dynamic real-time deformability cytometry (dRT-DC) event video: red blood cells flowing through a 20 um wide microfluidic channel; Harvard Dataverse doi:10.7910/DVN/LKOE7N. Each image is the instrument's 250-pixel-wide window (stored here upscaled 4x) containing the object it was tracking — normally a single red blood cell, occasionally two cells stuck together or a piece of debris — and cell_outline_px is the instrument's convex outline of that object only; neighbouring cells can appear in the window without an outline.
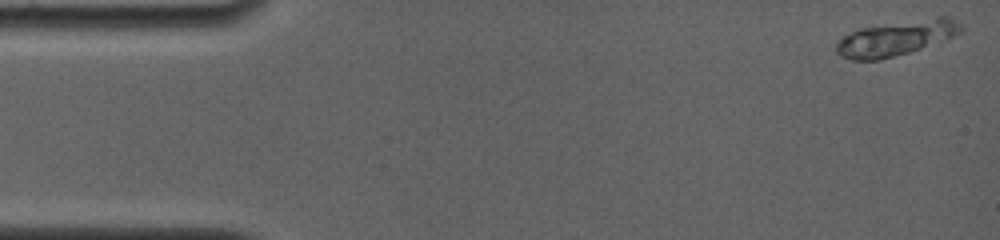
{"species": "common noctule bat (a hibernating species)", "species_latin": "Nyctalus noctula", "temperature_condition": "room temperature", "stored_images_in_passage": 10, "camera_frame_rate_fps": 4000, "um_per_image_px": 0.085, "animal": {"sex": "female", "body_mass_g": 19.0, "forearm_length_mm": 56.7}, "frame": {"image": 1, "passage_image": 1, "time_ms": 0.0, "image_size_px": [1000, 240], "cell_outline_px": [[964, 28], [960, 32], [948, 40], [908, 52], [880, 60], [852, 60], [840, 56], [836, 52], [836, 44], [844, 36], [860, 28], [936, 16], [952, 16]], "centroid_in_image_um": [76.24, 3.23], "position_along_channel_um": 8.8, "area_um2": 25.49}}
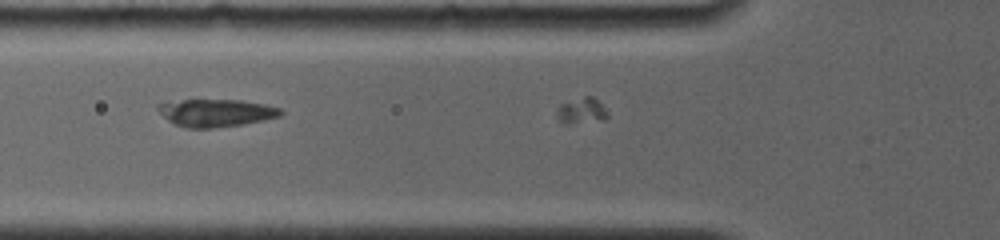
{"frame": {"image": 2, "passage_image": 7, "time_ms": 5.5, "image_size_px": [1000, 240], "cell_outline_px": [[284, 112], [280, 116], [264, 120], [216, 128], [184, 128], [168, 120], [160, 112], [156, 104], [184, 100], [240, 100], [264, 104], [280, 108]], "centroid_in_image_um": [18.38, 9.59], "position_along_channel_um": 107.4, "area_um2": 19.48}}
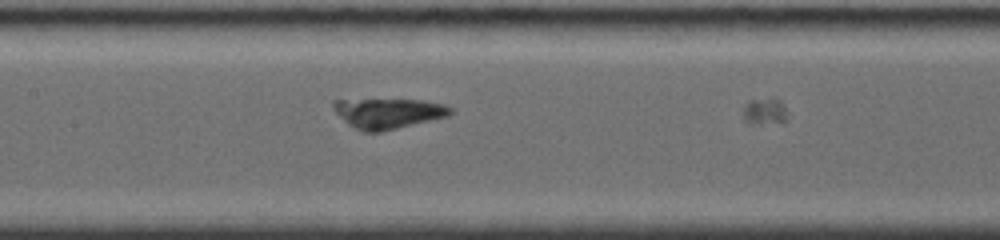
{"frame": {"image": 3, "passage_image": 9, "time_ms": 7.25, "image_size_px": [1000, 240], "cell_outline_px": [[452, 112], [448, 116], [380, 132], [364, 132], [348, 124], [332, 108], [332, 100], [424, 100], [444, 104], [452, 108]], "centroid_in_image_um": [33.0, 9.62], "position_along_channel_um": 174.4, "area_um2": 20.35}}